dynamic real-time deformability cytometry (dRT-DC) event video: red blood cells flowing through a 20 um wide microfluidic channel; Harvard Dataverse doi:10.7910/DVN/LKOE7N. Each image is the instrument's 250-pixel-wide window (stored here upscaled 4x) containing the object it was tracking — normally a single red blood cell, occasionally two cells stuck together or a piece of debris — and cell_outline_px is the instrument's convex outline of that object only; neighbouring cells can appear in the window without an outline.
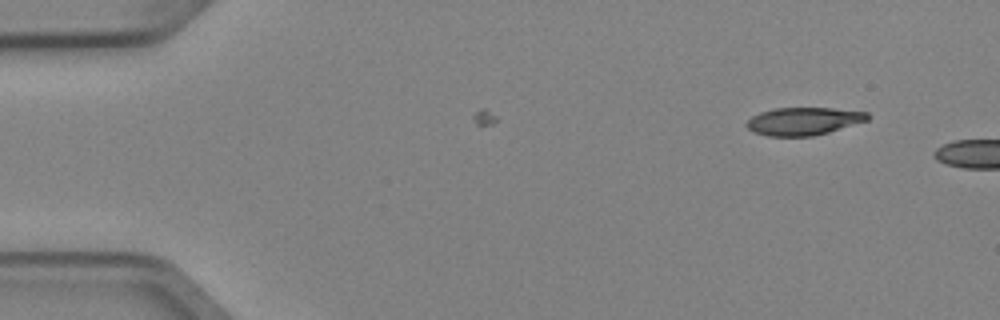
{"species": "Egyptian fruit bat (a non-hibernating species)", "species_latin": "Rousettus aegyptiacus", "temperature_condition": "cold", "stored_images_in_passage": 3, "camera_frame_rate_fps": 3000, "um_per_image_px": 0.085, "animal": {"sex": "female"}, "frame": {"image": 1, "passage_image": 1, "time_ms": 0.0, "image_size_px": [1000, 320], "cell_outline_px": [[868, 120], [828, 132], [812, 136], [768, 136], [752, 132], [744, 124], [752, 116], [760, 112], [776, 108], [832, 108], [868, 112]], "centroid_in_image_um": [68.26, 10.3], "position_along_channel_um": 16.7, "area_um2": 19.48}}